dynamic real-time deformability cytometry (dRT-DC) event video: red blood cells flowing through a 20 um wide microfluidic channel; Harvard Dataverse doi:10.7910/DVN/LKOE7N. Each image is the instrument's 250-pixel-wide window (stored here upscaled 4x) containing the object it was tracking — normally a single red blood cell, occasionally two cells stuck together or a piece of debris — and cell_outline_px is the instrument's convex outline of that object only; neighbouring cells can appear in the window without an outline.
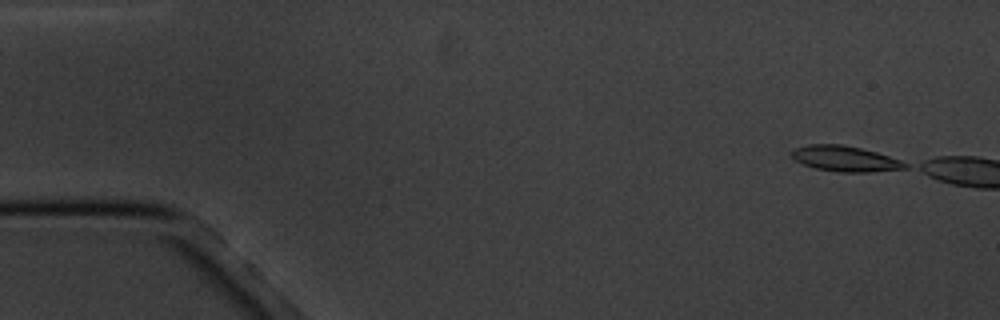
{"species": "common noctule bat (a hibernating species)", "species_latin": "Nyctalus noctula", "temperature_condition": "cold", "stored_images_in_passage": 2, "camera_frame_rate_fps": 3000, "um_per_image_px": 0.085, "animal": {"sex": "male", "body_mass_g": 20.1, "forearm_length_mm": 53.5}, "frame": {"image": 1, "passage_image": 1, "time_ms": 0.0, "image_size_px": [1000, 320], "cell_outline_px": [[908, 168], [868, 172], [836, 172], [812, 168], [796, 160], [792, 156], [792, 152], [796, 148], [808, 144], [844, 144], [876, 152], [900, 160], [908, 164]], "centroid_in_image_um": [71.83, 13.49], "position_along_channel_um": 13.2, "area_um2": 16.82}}